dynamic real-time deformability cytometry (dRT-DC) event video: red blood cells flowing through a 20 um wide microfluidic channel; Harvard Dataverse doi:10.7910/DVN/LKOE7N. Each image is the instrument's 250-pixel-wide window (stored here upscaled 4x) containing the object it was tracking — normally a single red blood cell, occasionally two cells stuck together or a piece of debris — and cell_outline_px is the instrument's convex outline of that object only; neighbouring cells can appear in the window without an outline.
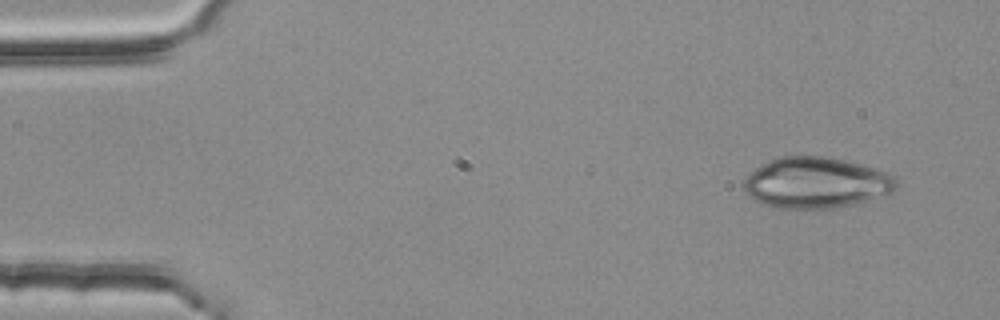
{"species": "common noctule bat (a hibernating species)", "species_latin": "Nyctalus noctula", "temperature_condition": "room temperature", "stored_images_in_passage": 3, "camera_frame_rate_fps": 3000, "um_per_image_px": 0.085, "animal": {"sex": "female", "body_mass_g": 25.1}, "frame": {"image": 1, "passage_image": 1, "time_ms": 0.0, "image_size_px": [1000, 320], "cell_outline_px": [[896, 188], [892, 192], [852, 204], [832, 208], [780, 208], [764, 204], [748, 196], [744, 188], [744, 180], [756, 168], [772, 160], [784, 156], [828, 156], [864, 164], [888, 172], [896, 180]], "centroid_in_image_um": [69.38, 15.52], "position_along_channel_um": 15.6, "area_um2": 44.85}}